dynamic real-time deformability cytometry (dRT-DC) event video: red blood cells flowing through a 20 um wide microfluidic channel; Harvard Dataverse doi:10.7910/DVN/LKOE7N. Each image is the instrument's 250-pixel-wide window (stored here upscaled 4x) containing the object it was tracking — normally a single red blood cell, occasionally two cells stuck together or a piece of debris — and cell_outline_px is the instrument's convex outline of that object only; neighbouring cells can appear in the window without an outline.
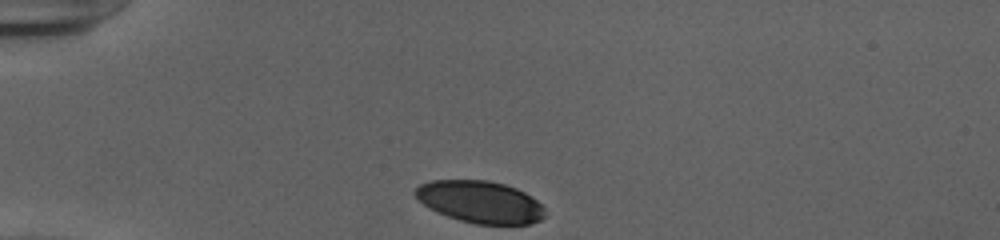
{"species": "human", "species_latin": "Homo sapiens", "temperature_condition": "cold", "stored_images_in_passage": 32, "camera_frame_rate_fps": 3000, "um_per_image_px": 0.085, "donor": {"sex": "female"}, "frame": {"image": 1, "passage_image": 1, "time_ms": 0.0, "image_size_px": [1000, 240], "cell_outline_px": [[544, 216], [540, 220], [532, 224], [476, 224], [460, 220], [436, 212], [428, 208], [412, 192], [420, 184], [432, 180], [488, 180], [504, 184], [516, 188], [532, 196], [544, 208]], "centroid_in_image_um": [40.81, 17.16], "position_along_channel_um": 44.2, "area_um2": 31.79}}
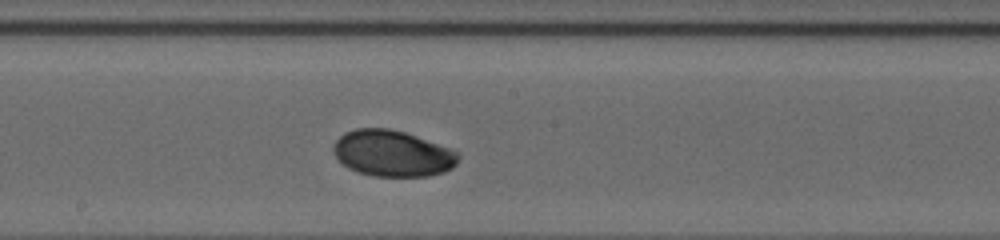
{"frame": {"image": 2, "passage_image": 17, "time_ms": 5.333, "image_size_px": [1000, 240], "cell_outline_px": [[460, 156], [456, 164], [452, 168], [444, 172], [428, 176], [372, 176], [356, 172], [348, 168], [332, 152], [332, 148], [336, 140], [344, 132], [356, 128], [388, 128], [404, 132], [416, 136], [448, 148], [456, 152]], "centroid_in_image_um": [33.33, 13.04], "position_along_channel_um": 214.9, "area_um2": 33.52}}
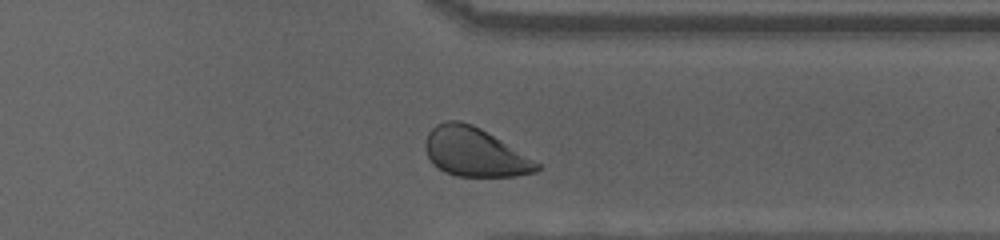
{"frame": {"image": 3, "passage_image": 29, "time_ms": 9.333, "image_size_px": [1000, 240], "cell_outline_px": [[540, 168], [536, 172], [516, 176], [456, 176], [444, 172], [428, 156], [424, 144], [428, 132], [436, 124], [444, 120], [460, 120], [472, 124], [480, 128], [540, 164]], "centroid_in_image_um": [40.32, 12.92], "position_along_channel_um": 371.1, "area_um2": 31.27}, "authors_computed_cell_mechanics": {"area_um2": 33.524, "velocity_mm_per_s": 3.906, "shape_relaxation_time_tau1_ms": 3.1971, "shape_relaxation_time_tau2_ms": null, "deformation_change_tau1": 0.1174, "deformation_change_tau2": null}}